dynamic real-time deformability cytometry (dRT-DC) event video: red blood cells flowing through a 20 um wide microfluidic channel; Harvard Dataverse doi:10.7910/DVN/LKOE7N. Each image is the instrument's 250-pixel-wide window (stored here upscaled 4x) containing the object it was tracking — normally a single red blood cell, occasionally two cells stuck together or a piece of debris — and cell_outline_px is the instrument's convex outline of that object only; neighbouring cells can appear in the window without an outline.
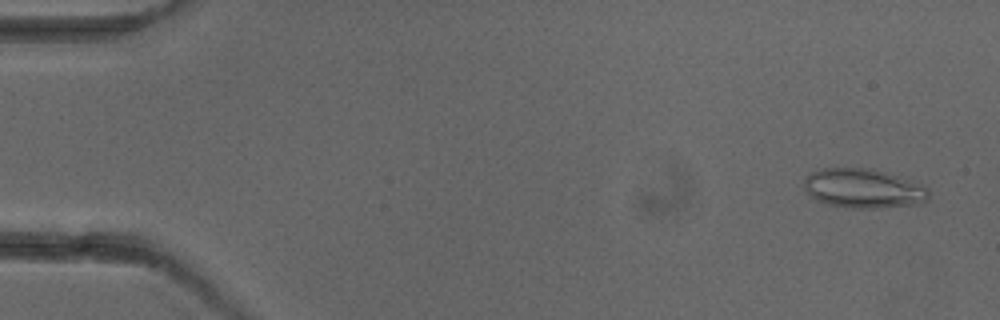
{"species": "common noctule bat (a hibernating species)", "species_latin": "Nyctalus noctula", "temperature_condition": "cold", "stored_images_in_passage": 6, "camera_frame_rate_fps": 3000, "um_per_image_px": 0.085, "animal": {"sex": "female"}, "frame": {"image": 1, "passage_image": 1, "time_ms": 0.0, "image_size_px": [1000, 320], "cell_outline_px": [[928, 200], [916, 204], [876, 208], [852, 208], [828, 204], [816, 200], [804, 188], [804, 180], [812, 172], [820, 168], [868, 168], [884, 172], [896, 176], [928, 188]], "centroid_in_image_um": [73.35, 16.02], "position_along_channel_um": 11.7, "area_um2": 28.09}}
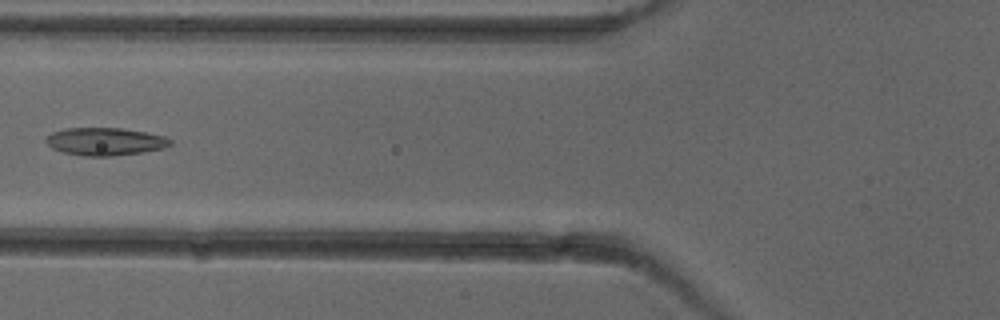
{"frame": {"image": 2, "passage_image": 5, "time_ms": 6.0, "image_size_px": [1000, 320], "cell_outline_px": [[172, 144], [164, 148], [140, 152], [108, 156], [84, 156], [64, 152], [52, 148], [44, 140], [52, 132], [64, 128], [120, 128], [144, 132], [164, 136], [172, 140]], "centroid_in_image_um": [8.92, 12.02], "position_along_channel_um": 116.9, "area_um2": 19.88}}
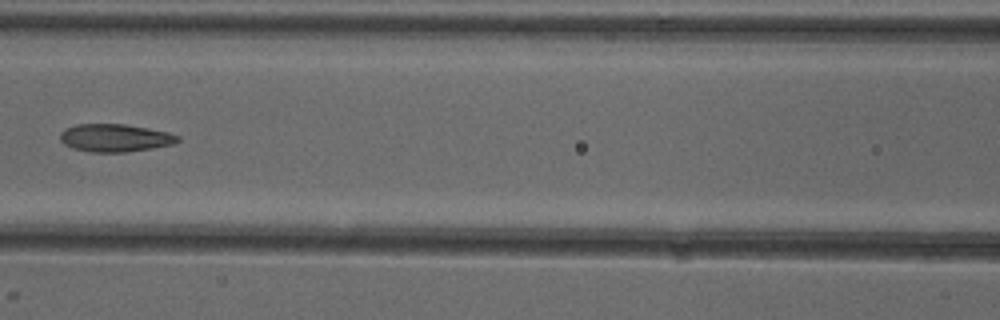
{"frame": {"image": 3, "passage_image": 6, "time_ms": 7.0, "image_size_px": [1000, 320], "cell_outline_px": [[180, 140], [172, 144], [152, 148], [124, 152], [88, 152], [72, 148], [64, 144], [60, 140], [60, 132], [64, 128], [76, 124], [124, 124], [148, 128], [168, 132], [180, 136]], "centroid_in_image_um": [9.74, 11.72], "position_along_channel_um": 156.9, "area_um2": 19.13}}